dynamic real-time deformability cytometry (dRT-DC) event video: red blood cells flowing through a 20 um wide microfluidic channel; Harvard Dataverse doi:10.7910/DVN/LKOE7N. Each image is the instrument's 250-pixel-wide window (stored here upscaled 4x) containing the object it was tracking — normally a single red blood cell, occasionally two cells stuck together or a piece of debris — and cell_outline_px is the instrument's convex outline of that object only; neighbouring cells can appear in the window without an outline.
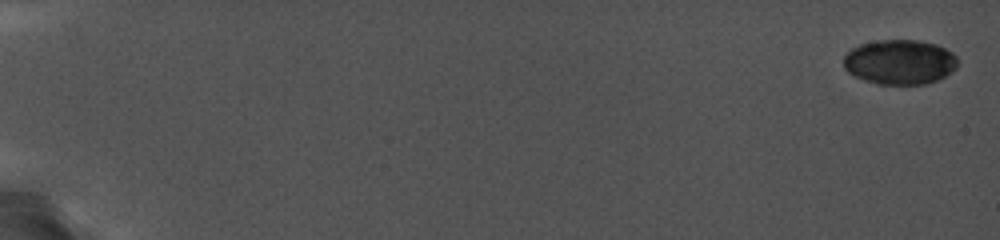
{"species": "common noctule bat (a hibernating species)", "species_latin": "Nyctalus noctula", "temperature_condition": "cold", "stored_images_in_passage": 23, "camera_frame_rate_fps": 5000, "um_per_image_px": 0.085, "animal": {"sex": "female", "body_mass_g": 19.0, "forearm_length_mm": 56.7}, "frame": {"image": 1, "passage_image": 1, "time_ms": 0.0, "image_size_px": [1000, 240], "cell_outline_px": [[956, 68], [952, 72], [936, 80], [924, 84], [876, 84], [864, 80], [848, 72], [844, 68], [844, 56], [852, 48], [860, 44], [876, 40], [916, 40], [936, 44], [952, 52], [956, 56]], "centroid_in_image_um": [76.46, 5.27], "position_along_channel_um": 8.5, "area_um2": 29.71}}
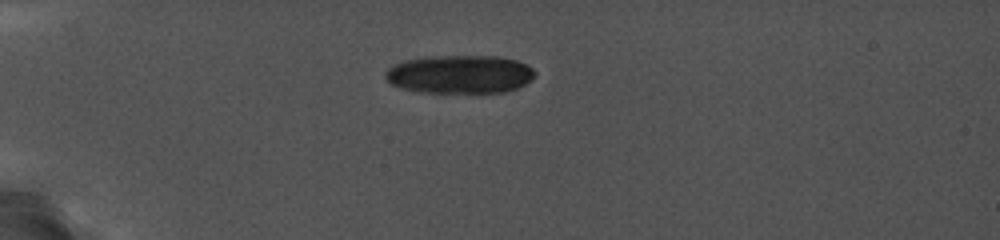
{"frame": {"image": 2, "passage_image": 20, "time_ms": 5.4, "image_size_px": [1000, 240], "cell_outline_px": [[536, 76], [524, 84], [508, 92], [420, 92], [400, 88], [392, 84], [384, 76], [384, 72], [392, 64], [404, 60], [428, 56], [500, 56], [516, 60], [532, 68], [536, 72]], "centroid_in_image_um": [39.06, 6.3], "position_along_channel_um": 45.9, "area_um2": 33.58}}